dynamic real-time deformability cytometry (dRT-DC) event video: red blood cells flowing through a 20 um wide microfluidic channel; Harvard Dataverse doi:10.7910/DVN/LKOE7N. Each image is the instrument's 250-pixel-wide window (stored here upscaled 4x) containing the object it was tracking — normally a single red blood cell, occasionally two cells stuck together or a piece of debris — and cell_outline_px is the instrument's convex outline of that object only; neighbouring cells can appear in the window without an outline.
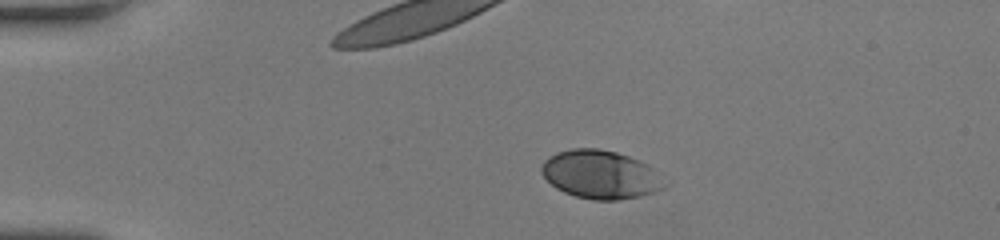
{"species": "human", "species_latin": "Homo sapiens", "temperature_condition": "room temperature", "stored_images_in_passage": 41, "camera_frame_rate_fps": 3000, "um_per_image_px": 0.085, "donor": {"sex": "female"}, "frame": {"image": 1, "passage_image": 1, "time_ms": 0.0, "image_size_px": [1000, 240], "cell_outline_px": [[672, 184], [668, 188], [656, 192], [640, 196], [620, 200], [592, 200], [576, 196], [564, 192], [556, 188], [540, 172], [540, 168], [544, 160], [548, 156], [556, 152], [572, 148], [596, 148], [616, 152], [640, 160], [648, 164]], "centroid_in_image_um": [51.12, 14.84], "position_along_channel_um": 33.9, "area_um2": 35.37}}
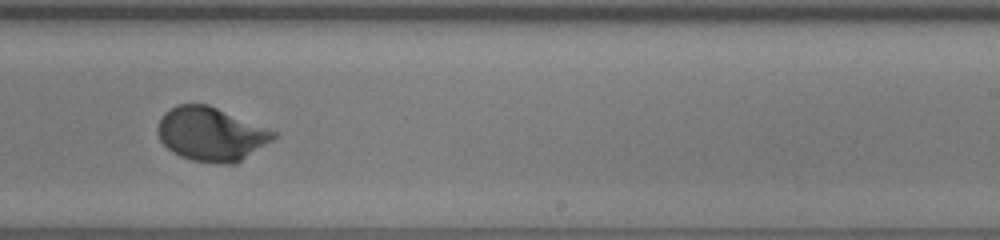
{"frame": {"image": 2, "passage_image": 23, "time_ms": 7.333, "image_size_px": [1000, 240], "cell_outline_px": [[276, 136], [272, 140], [236, 164], [220, 164], [192, 160], [180, 156], [172, 152], [160, 140], [156, 132], [156, 128], [160, 116], [164, 112], [176, 104], [208, 104], [276, 132]], "centroid_in_image_um": [17.88, 11.4], "position_along_channel_um": 271.1, "area_um2": 36.24}}
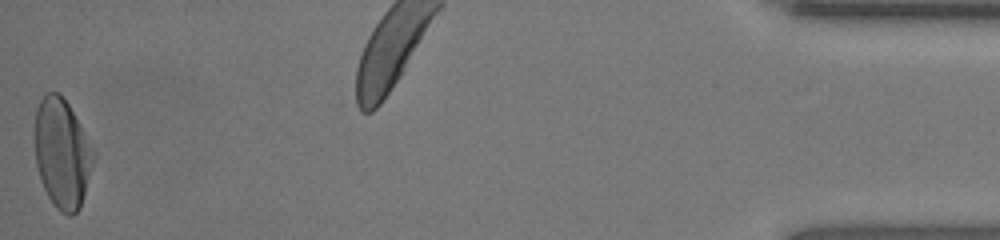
{"frame": {"image": 3, "passage_image": 41, "time_ms": 13.333, "image_size_px": [1000, 240], "cell_outline_px": [[96, 156], [80, 208], [72, 216], [68, 216], [60, 212], [52, 204], [44, 188], [36, 164], [32, 136], [32, 132], [36, 108], [44, 92], [60, 92], [68, 104], [80, 124]], "centroid_in_image_um": [5.24, 13.01], "position_along_channel_um": 430.0, "area_um2": 38.15}, "authors_computed_cell_mechanics": {"area_um2": 35.0268, "velocity_mm_per_s": 4.1391, "shape_relaxation_time_tau1_ms": 2.7659, "shape_relaxation_time_tau2_ms": null, "deformation_change_tau1": 0.1754, "deformation_change_tau2": null}}